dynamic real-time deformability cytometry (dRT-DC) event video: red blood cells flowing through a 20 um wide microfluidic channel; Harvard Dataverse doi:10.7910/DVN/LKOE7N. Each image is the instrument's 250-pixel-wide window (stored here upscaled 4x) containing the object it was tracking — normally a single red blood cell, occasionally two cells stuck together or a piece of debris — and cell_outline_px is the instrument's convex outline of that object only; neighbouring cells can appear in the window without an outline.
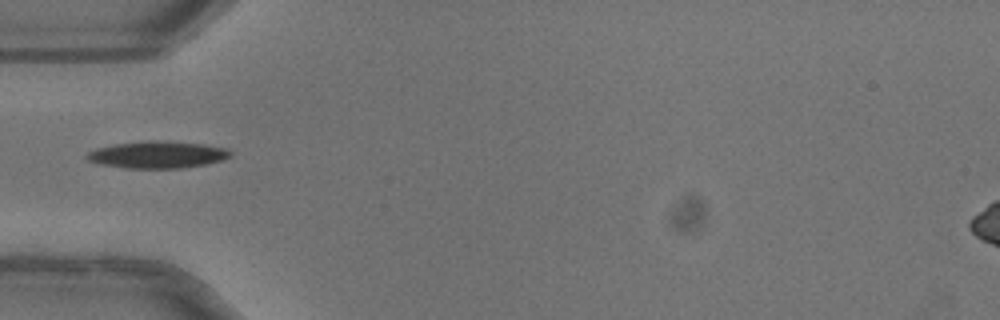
{"species": "common noctule bat (a hibernating species)", "species_latin": "Nyctalus noctula", "temperature_condition": "warm", "stored_images_in_passage": 35, "camera_frame_rate_fps": 3000, "um_per_image_px": 0.085, "animal": {"sex": "female"}, "frame": {"image": 1, "passage_image": 1, "time_ms": 0.0, "image_size_px": [1000, 320], "cell_outline_px": [[232, 156], [224, 160], [184, 168], [124, 168], [100, 164], [88, 160], [84, 156], [88, 152], [96, 148], [116, 144], [152, 140], [160, 140], [204, 144], [224, 148], [232, 152]], "centroid_in_image_um": [13.39, 13.15], "position_along_channel_um": 71.6, "area_um2": 22.6}, "authors_computed_cell_mechanics": {"area_um2": 21.1548, "velocity_mm_per_s": 4.0528, "shape_relaxation_time_tau1_ms": 4.2723, "shape_relaxation_time_tau2_ms": null, "deformation_change_tau1": 0.1524, "deformation_change_tau2": null}}